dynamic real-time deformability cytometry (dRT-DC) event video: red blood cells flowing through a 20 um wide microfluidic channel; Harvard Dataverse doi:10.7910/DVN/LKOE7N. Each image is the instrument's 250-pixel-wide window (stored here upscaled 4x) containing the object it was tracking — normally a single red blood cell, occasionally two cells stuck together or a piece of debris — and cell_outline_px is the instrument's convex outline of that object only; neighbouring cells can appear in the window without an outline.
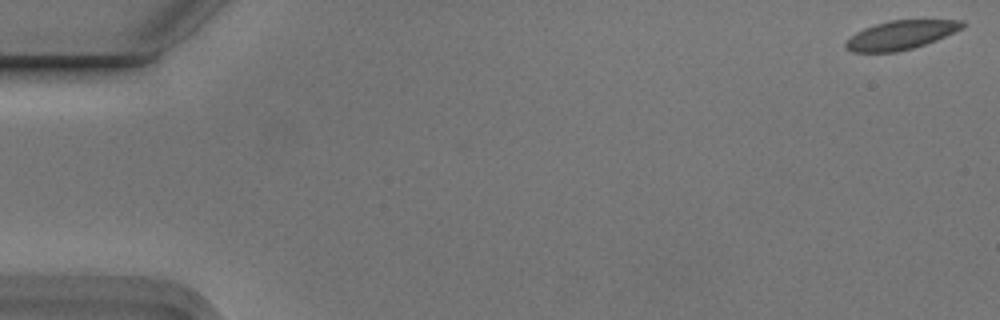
{"species": "Egyptian fruit bat (a non-hibernating species)", "species_latin": "Rousettus aegyptiacus", "temperature_condition": "cold", "stored_images_in_passage": 8, "camera_frame_rate_fps": 3000, "um_per_image_px": 0.085, "animal": {"sex": "male"}, "frame": {"image": 1, "passage_image": 1, "time_ms": 0.0, "image_size_px": [1000, 320], "cell_outline_px": [[968, 24], [964, 28], [936, 40], [912, 48], [896, 52], [852, 52], [844, 48], [844, 44], [856, 32], [864, 28], [888, 20], [964, 20]], "centroid_in_image_um": [76.59, 2.97], "position_along_channel_um": 8.4, "area_um2": 19.65}}
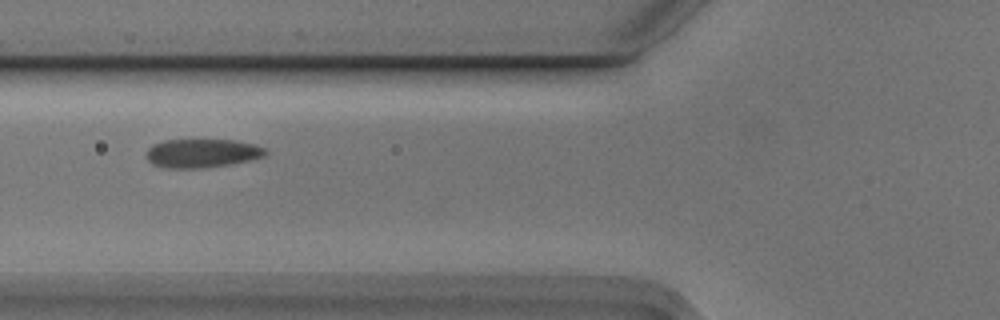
{"frame": {"image": 2, "passage_image": 6, "time_ms": 1.667, "image_size_px": [1000, 320], "cell_outline_px": [[268, 152], [264, 156], [248, 160], [228, 164], [200, 168], [168, 168], [152, 164], [148, 160], [148, 148], [152, 144], [164, 140], [236, 140], [268, 148]], "centroid_in_image_um": [17.18, 13.01], "position_along_channel_um": 108.6, "area_um2": 19.77}}
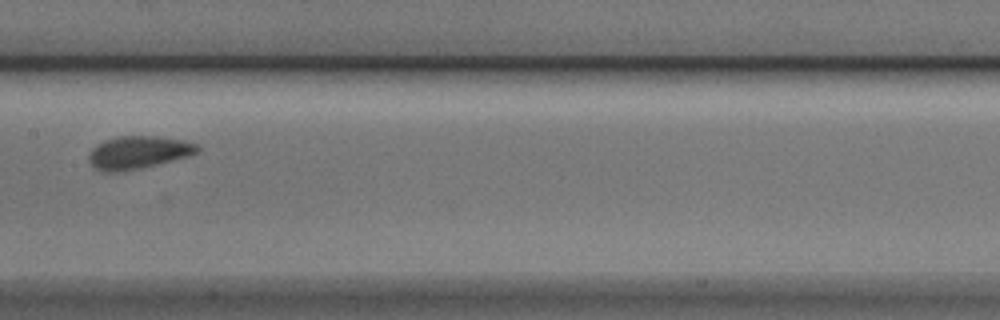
{"frame": {"image": 3, "passage_image": 8, "time_ms": 2.333, "image_size_px": [1000, 320], "cell_outline_px": [[200, 152], [188, 156], [156, 164], [116, 172], [104, 172], [96, 168], [88, 160], [88, 156], [92, 148], [104, 140], [120, 136], [156, 136], [184, 140], [196, 144], [200, 148]], "centroid_in_image_um": [11.76, 12.94], "position_along_channel_um": 195.6, "area_um2": 20.46}}